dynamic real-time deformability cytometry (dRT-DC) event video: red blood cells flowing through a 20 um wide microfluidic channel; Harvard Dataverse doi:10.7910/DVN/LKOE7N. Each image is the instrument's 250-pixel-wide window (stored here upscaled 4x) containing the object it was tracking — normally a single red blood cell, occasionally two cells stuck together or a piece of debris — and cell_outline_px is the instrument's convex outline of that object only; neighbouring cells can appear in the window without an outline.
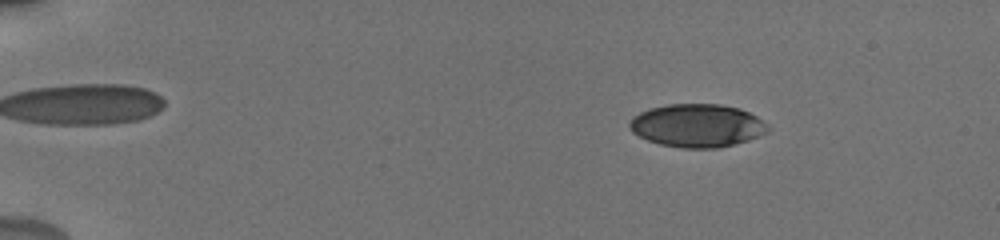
{"species": "human", "species_latin": "Homo sapiens", "temperature_condition": "cold", "stored_images_in_passage": 55, "camera_frame_rate_fps": 3000, "um_per_image_px": 0.085, "donor": {"sex": "male"}, "frame": {"image": 1, "passage_image": 9, "time_ms": 2.667, "image_size_px": [1000, 240], "cell_outline_px": [[772, 128], [768, 132], [748, 140], [720, 148], [680, 148], [660, 144], [648, 140], [632, 132], [628, 128], [628, 124], [632, 116], [648, 108], [668, 104], [720, 104], [740, 108], [756, 116], [768, 124]], "centroid_in_image_um": [59.26, 10.67], "position_along_channel_um": 25.7, "area_um2": 35.08}}
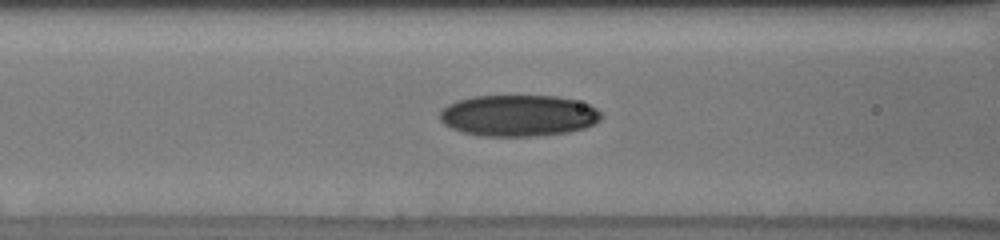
{"frame": {"image": 2, "passage_image": 25, "time_ms": 8.0, "image_size_px": [1000, 240], "cell_outline_px": [[604, 116], [600, 120], [584, 128], [568, 132], [536, 136], [480, 136], [464, 132], [452, 128], [444, 124], [440, 120], [440, 112], [448, 104], [456, 100], [472, 96], [556, 96], [576, 100], [588, 104], [596, 108]], "centroid_in_image_um": [44.07, 9.82], "position_along_channel_um": 122.5, "area_um2": 39.02}}
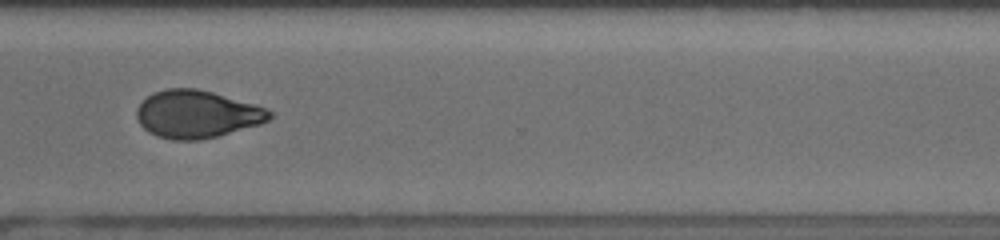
{"frame": {"image": 3, "passage_image": 43, "time_ms": 14.0, "image_size_px": [1000, 240], "cell_outline_px": [[272, 116], [268, 120], [260, 124], [216, 136], [200, 140], [172, 140], [156, 136], [148, 132], [140, 124], [136, 116], [136, 108], [152, 92], [164, 88], [196, 88], [212, 92], [268, 108], [272, 112]], "centroid_in_image_um": [16.71, 9.7], "position_along_channel_um": 353.9, "area_um2": 36.88}, "authors_computed_cell_mechanics": {"area_um2": 36.8186, "velocity_mm_per_s": 3.8608, "shape_relaxation_time_tau1_ms": 4.676, "shape_relaxation_time_tau2_ms": 2.9102, "deformation_change_tau1": 0.1588, "deformation_change_tau2": 0.0699}}